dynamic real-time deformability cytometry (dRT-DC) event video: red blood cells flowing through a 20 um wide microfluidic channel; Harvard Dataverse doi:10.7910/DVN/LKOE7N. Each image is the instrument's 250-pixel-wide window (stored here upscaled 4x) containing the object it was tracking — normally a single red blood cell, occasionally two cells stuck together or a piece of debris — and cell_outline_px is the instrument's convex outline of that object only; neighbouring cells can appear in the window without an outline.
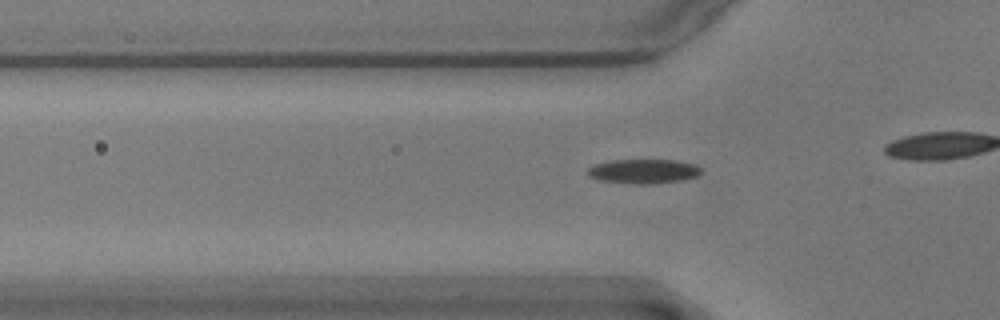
{"species": "common noctule bat (a hibernating species)", "species_latin": "Nyctalus noctula", "temperature_condition": "warm", "stored_images_in_passage": 35, "camera_frame_rate_fps": 3000, "um_per_image_px": 0.085, "animal": {"sex": "male", "body_mass_g": 17.9}, "frame": {"image": 1, "passage_image": 9, "time_ms": 2.667, "image_size_px": [1000, 320], "cell_outline_px": [[700, 172], [696, 176], [680, 180], [648, 184], [640, 184], [600, 180], [588, 176], [584, 172], [588, 168], [596, 164], [612, 160], [676, 160], [696, 164], [700, 168]], "centroid_in_image_um": [54.66, 14.55], "position_along_channel_um": 71.1, "area_um2": 15.95}}
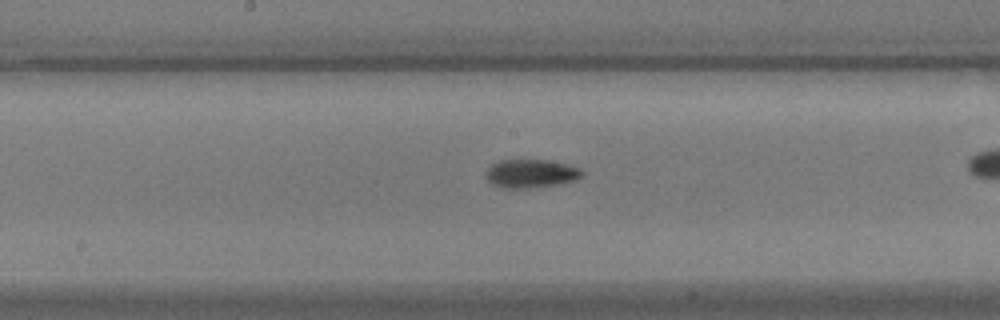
{"frame": {"image": 2, "passage_image": 20, "time_ms": 6.333, "image_size_px": [1000, 320], "cell_outline_px": [[584, 172], [580, 176], [572, 180], [560, 184], [528, 188], [504, 188], [492, 184], [484, 176], [488, 164], [500, 160], [548, 160], [568, 164], [580, 168]], "centroid_in_image_um": [45.06, 14.74], "position_along_channel_um": 203.1, "area_um2": 16.07}}
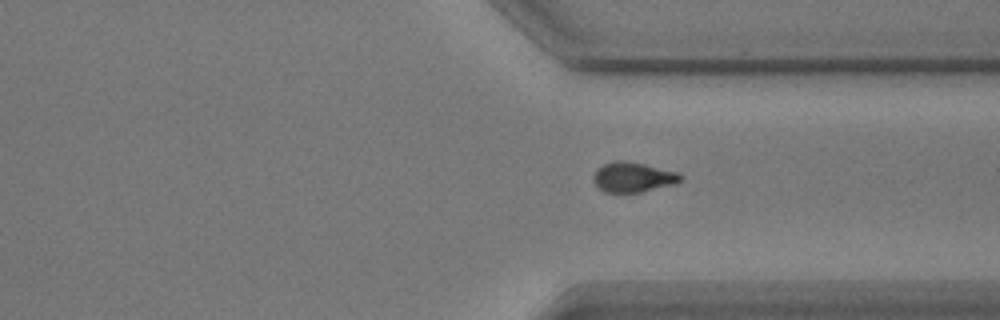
{"frame": {"image": 3, "passage_image": 33, "time_ms": 10.667, "image_size_px": [1000, 320], "cell_outline_px": [[684, 176], [676, 184], [640, 192], [604, 192], [592, 180], [596, 168], [612, 160], [624, 160], [644, 164], [680, 172]], "centroid_in_image_um": [53.82, 15.04], "position_along_channel_um": 357.6, "area_um2": 15.37}}